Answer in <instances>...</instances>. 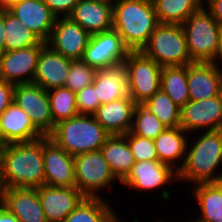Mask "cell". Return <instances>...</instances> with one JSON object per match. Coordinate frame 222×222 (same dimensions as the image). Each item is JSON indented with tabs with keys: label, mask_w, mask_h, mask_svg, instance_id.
<instances>
[{
	"label": "cell",
	"mask_w": 222,
	"mask_h": 222,
	"mask_svg": "<svg viewBox=\"0 0 222 222\" xmlns=\"http://www.w3.org/2000/svg\"><path fill=\"white\" fill-rule=\"evenodd\" d=\"M45 185L43 137L0 148V189Z\"/></svg>",
	"instance_id": "6da1fadb"
},
{
	"label": "cell",
	"mask_w": 222,
	"mask_h": 222,
	"mask_svg": "<svg viewBox=\"0 0 222 222\" xmlns=\"http://www.w3.org/2000/svg\"><path fill=\"white\" fill-rule=\"evenodd\" d=\"M194 134L189 135L185 161L177 172L178 181H186L190 186L221 182L222 129L199 131Z\"/></svg>",
	"instance_id": "7a4b0ae2"
},
{
	"label": "cell",
	"mask_w": 222,
	"mask_h": 222,
	"mask_svg": "<svg viewBox=\"0 0 222 222\" xmlns=\"http://www.w3.org/2000/svg\"><path fill=\"white\" fill-rule=\"evenodd\" d=\"M158 24L152 1L113 0L112 29L130 51H141Z\"/></svg>",
	"instance_id": "3957f363"
},
{
	"label": "cell",
	"mask_w": 222,
	"mask_h": 222,
	"mask_svg": "<svg viewBox=\"0 0 222 222\" xmlns=\"http://www.w3.org/2000/svg\"><path fill=\"white\" fill-rule=\"evenodd\" d=\"M109 136L94 115H77L57 123L49 138L68 154L76 156L100 150Z\"/></svg>",
	"instance_id": "277c9868"
},
{
	"label": "cell",
	"mask_w": 222,
	"mask_h": 222,
	"mask_svg": "<svg viewBox=\"0 0 222 222\" xmlns=\"http://www.w3.org/2000/svg\"><path fill=\"white\" fill-rule=\"evenodd\" d=\"M192 62H214L220 25L204 5L182 24Z\"/></svg>",
	"instance_id": "5b68a950"
},
{
	"label": "cell",
	"mask_w": 222,
	"mask_h": 222,
	"mask_svg": "<svg viewBox=\"0 0 222 222\" xmlns=\"http://www.w3.org/2000/svg\"><path fill=\"white\" fill-rule=\"evenodd\" d=\"M141 51L161 67L193 63L180 24L159 23Z\"/></svg>",
	"instance_id": "8992f818"
},
{
	"label": "cell",
	"mask_w": 222,
	"mask_h": 222,
	"mask_svg": "<svg viewBox=\"0 0 222 222\" xmlns=\"http://www.w3.org/2000/svg\"><path fill=\"white\" fill-rule=\"evenodd\" d=\"M74 165L76 187L85 197L104 198L101 190H110L111 184H116L117 181L120 184L101 150L74 156Z\"/></svg>",
	"instance_id": "52a82bcc"
},
{
	"label": "cell",
	"mask_w": 222,
	"mask_h": 222,
	"mask_svg": "<svg viewBox=\"0 0 222 222\" xmlns=\"http://www.w3.org/2000/svg\"><path fill=\"white\" fill-rule=\"evenodd\" d=\"M123 64L128 94L136 104H142L161 89L162 67L142 51H130Z\"/></svg>",
	"instance_id": "ba28073f"
},
{
	"label": "cell",
	"mask_w": 222,
	"mask_h": 222,
	"mask_svg": "<svg viewBox=\"0 0 222 222\" xmlns=\"http://www.w3.org/2000/svg\"><path fill=\"white\" fill-rule=\"evenodd\" d=\"M176 181L178 182L177 171L159 160H152L135 162L120 185L127 186L128 190L132 188L131 190H135V192L139 190L141 193L148 190V192L161 190V199L169 201L172 192H169L167 185Z\"/></svg>",
	"instance_id": "9c48e42d"
},
{
	"label": "cell",
	"mask_w": 222,
	"mask_h": 222,
	"mask_svg": "<svg viewBox=\"0 0 222 222\" xmlns=\"http://www.w3.org/2000/svg\"><path fill=\"white\" fill-rule=\"evenodd\" d=\"M13 101L26 113L34 127L49 136L55 124L51 115L48 93L35 83L15 84Z\"/></svg>",
	"instance_id": "30bf717a"
},
{
	"label": "cell",
	"mask_w": 222,
	"mask_h": 222,
	"mask_svg": "<svg viewBox=\"0 0 222 222\" xmlns=\"http://www.w3.org/2000/svg\"><path fill=\"white\" fill-rule=\"evenodd\" d=\"M129 52L122 37L111 29L90 36L82 60L96 70L104 69L123 63Z\"/></svg>",
	"instance_id": "8fae6325"
},
{
	"label": "cell",
	"mask_w": 222,
	"mask_h": 222,
	"mask_svg": "<svg viewBox=\"0 0 222 222\" xmlns=\"http://www.w3.org/2000/svg\"><path fill=\"white\" fill-rule=\"evenodd\" d=\"M180 127L189 134L222 129V93L205 100H189L181 108Z\"/></svg>",
	"instance_id": "7c38bea8"
},
{
	"label": "cell",
	"mask_w": 222,
	"mask_h": 222,
	"mask_svg": "<svg viewBox=\"0 0 222 222\" xmlns=\"http://www.w3.org/2000/svg\"><path fill=\"white\" fill-rule=\"evenodd\" d=\"M46 42L0 55V79L13 84L33 83L38 58Z\"/></svg>",
	"instance_id": "4fadbf2b"
},
{
	"label": "cell",
	"mask_w": 222,
	"mask_h": 222,
	"mask_svg": "<svg viewBox=\"0 0 222 222\" xmlns=\"http://www.w3.org/2000/svg\"><path fill=\"white\" fill-rule=\"evenodd\" d=\"M45 185L76 187L74 156L58 146L49 136H43Z\"/></svg>",
	"instance_id": "5bb4252c"
},
{
	"label": "cell",
	"mask_w": 222,
	"mask_h": 222,
	"mask_svg": "<svg viewBox=\"0 0 222 222\" xmlns=\"http://www.w3.org/2000/svg\"><path fill=\"white\" fill-rule=\"evenodd\" d=\"M90 36L69 17H57L46 44L67 59L79 60L83 58Z\"/></svg>",
	"instance_id": "9a60e30c"
},
{
	"label": "cell",
	"mask_w": 222,
	"mask_h": 222,
	"mask_svg": "<svg viewBox=\"0 0 222 222\" xmlns=\"http://www.w3.org/2000/svg\"><path fill=\"white\" fill-rule=\"evenodd\" d=\"M6 9L41 41H48L57 17L43 0H18Z\"/></svg>",
	"instance_id": "2e32d148"
},
{
	"label": "cell",
	"mask_w": 222,
	"mask_h": 222,
	"mask_svg": "<svg viewBox=\"0 0 222 222\" xmlns=\"http://www.w3.org/2000/svg\"><path fill=\"white\" fill-rule=\"evenodd\" d=\"M189 99L205 100L222 93V68L214 62H193L187 65Z\"/></svg>",
	"instance_id": "e0dca14e"
},
{
	"label": "cell",
	"mask_w": 222,
	"mask_h": 222,
	"mask_svg": "<svg viewBox=\"0 0 222 222\" xmlns=\"http://www.w3.org/2000/svg\"><path fill=\"white\" fill-rule=\"evenodd\" d=\"M37 191L48 222H63L85 198L77 187L61 188L42 185L37 188Z\"/></svg>",
	"instance_id": "ac0fdd59"
},
{
	"label": "cell",
	"mask_w": 222,
	"mask_h": 222,
	"mask_svg": "<svg viewBox=\"0 0 222 222\" xmlns=\"http://www.w3.org/2000/svg\"><path fill=\"white\" fill-rule=\"evenodd\" d=\"M0 202L16 216L18 222H48L37 188L0 189Z\"/></svg>",
	"instance_id": "d6986e66"
},
{
	"label": "cell",
	"mask_w": 222,
	"mask_h": 222,
	"mask_svg": "<svg viewBox=\"0 0 222 222\" xmlns=\"http://www.w3.org/2000/svg\"><path fill=\"white\" fill-rule=\"evenodd\" d=\"M90 35L112 29L113 0H79L68 16Z\"/></svg>",
	"instance_id": "ffe728a7"
},
{
	"label": "cell",
	"mask_w": 222,
	"mask_h": 222,
	"mask_svg": "<svg viewBox=\"0 0 222 222\" xmlns=\"http://www.w3.org/2000/svg\"><path fill=\"white\" fill-rule=\"evenodd\" d=\"M70 67V59H67L45 44L38 58L33 83L41 86L46 91L64 87Z\"/></svg>",
	"instance_id": "44dd1931"
},
{
	"label": "cell",
	"mask_w": 222,
	"mask_h": 222,
	"mask_svg": "<svg viewBox=\"0 0 222 222\" xmlns=\"http://www.w3.org/2000/svg\"><path fill=\"white\" fill-rule=\"evenodd\" d=\"M135 107L136 103L128 95L100 105L94 117L110 135H125L131 129Z\"/></svg>",
	"instance_id": "7402d4cb"
},
{
	"label": "cell",
	"mask_w": 222,
	"mask_h": 222,
	"mask_svg": "<svg viewBox=\"0 0 222 222\" xmlns=\"http://www.w3.org/2000/svg\"><path fill=\"white\" fill-rule=\"evenodd\" d=\"M3 134V147L6 144L37 140L43 135L34 127L29 114L14 101L0 115Z\"/></svg>",
	"instance_id": "603a6c76"
},
{
	"label": "cell",
	"mask_w": 222,
	"mask_h": 222,
	"mask_svg": "<svg viewBox=\"0 0 222 222\" xmlns=\"http://www.w3.org/2000/svg\"><path fill=\"white\" fill-rule=\"evenodd\" d=\"M92 85L101 105L129 95L127 71L123 63L97 69Z\"/></svg>",
	"instance_id": "cb8c5ba5"
},
{
	"label": "cell",
	"mask_w": 222,
	"mask_h": 222,
	"mask_svg": "<svg viewBox=\"0 0 222 222\" xmlns=\"http://www.w3.org/2000/svg\"><path fill=\"white\" fill-rule=\"evenodd\" d=\"M189 135L181 127L167 128L159 134L154 139L159 161L170 165L178 172L185 161Z\"/></svg>",
	"instance_id": "d4e9b609"
},
{
	"label": "cell",
	"mask_w": 222,
	"mask_h": 222,
	"mask_svg": "<svg viewBox=\"0 0 222 222\" xmlns=\"http://www.w3.org/2000/svg\"><path fill=\"white\" fill-rule=\"evenodd\" d=\"M191 190L200 216L189 222H222V181L192 185Z\"/></svg>",
	"instance_id": "484cf974"
},
{
	"label": "cell",
	"mask_w": 222,
	"mask_h": 222,
	"mask_svg": "<svg viewBox=\"0 0 222 222\" xmlns=\"http://www.w3.org/2000/svg\"><path fill=\"white\" fill-rule=\"evenodd\" d=\"M100 150L111 171L121 182L136 162L125 135H110Z\"/></svg>",
	"instance_id": "4316f807"
},
{
	"label": "cell",
	"mask_w": 222,
	"mask_h": 222,
	"mask_svg": "<svg viewBox=\"0 0 222 222\" xmlns=\"http://www.w3.org/2000/svg\"><path fill=\"white\" fill-rule=\"evenodd\" d=\"M106 199L85 197L63 222H124Z\"/></svg>",
	"instance_id": "83f0119b"
},
{
	"label": "cell",
	"mask_w": 222,
	"mask_h": 222,
	"mask_svg": "<svg viewBox=\"0 0 222 222\" xmlns=\"http://www.w3.org/2000/svg\"><path fill=\"white\" fill-rule=\"evenodd\" d=\"M204 0H153L159 23L182 25L203 6Z\"/></svg>",
	"instance_id": "f1b7e54d"
},
{
	"label": "cell",
	"mask_w": 222,
	"mask_h": 222,
	"mask_svg": "<svg viewBox=\"0 0 222 222\" xmlns=\"http://www.w3.org/2000/svg\"><path fill=\"white\" fill-rule=\"evenodd\" d=\"M161 90H163L179 108H182L190 100L187 85V65L162 67Z\"/></svg>",
	"instance_id": "f546056e"
},
{
	"label": "cell",
	"mask_w": 222,
	"mask_h": 222,
	"mask_svg": "<svg viewBox=\"0 0 222 222\" xmlns=\"http://www.w3.org/2000/svg\"><path fill=\"white\" fill-rule=\"evenodd\" d=\"M5 51L38 45L41 40L24 26L17 17L4 8Z\"/></svg>",
	"instance_id": "4dcf8cb0"
},
{
	"label": "cell",
	"mask_w": 222,
	"mask_h": 222,
	"mask_svg": "<svg viewBox=\"0 0 222 222\" xmlns=\"http://www.w3.org/2000/svg\"><path fill=\"white\" fill-rule=\"evenodd\" d=\"M141 105L168 128L180 127L181 108L163 90L160 89Z\"/></svg>",
	"instance_id": "1f68e13d"
},
{
	"label": "cell",
	"mask_w": 222,
	"mask_h": 222,
	"mask_svg": "<svg viewBox=\"0 0 222 222\" xmlns=\"http://www.w3.org/2000/svg\"><path fill=\"white\" fill-rule=\"evenodd\" d=\"M53 122L57 123L79 115L76 94L68 88L60 87L47 91Z\"/></svg>",
	"instance_id": "d6a6232c"
},
{
	"label": "cell",
	"mask_w": 222,
	"mask_h": 222,
	"mask_svg": "<svg viewBox=\"0 0 222 222\" xmlns=\"http://www.w3.org/2000/svg\"><path fill=\"white\" fill-rule=\"evenodd\" d=\"M168 127L141 104H136L130 132L139 137L154 140Z\"/></svg>",
	"instance_id": "836d02e7"
},
{
	"label": "cell",
	"mask_w": 222,
	"mask_h": 222,
	"mask_svg": "<svg viewBox=\"0 0 222 222\" xmlns=\"http://www.w3.org/2000/svg\"><path fill=\"white\" fill-rule=\"evenodd\" d=\"M95 73L96 69L89 66L82 59L71 60V67L64 87L76 93L92 85Z\"/></svg>",
	"instance_id": "e575fe53"
},
{
	"label": "cell",
	"mask_w": 222,
	"mask_h": 222,
	"mask_svg": "<svg viewBox=\"0 0 222 222\" xmlns=\"http://www.w3.org/2000/svg\"><path fill=\"white\" fill-rule=\"evenodd\" d=\"M125 138L136 162L159 160L154 140L139 137L130 131L125 134Z\"/></svg>",
	"instance_id": "d590c367"
},
{
	"label": "cell",
	"mask_w": 222,
	"mask_h": 222,
	"mask_svg": "<svg viewBox=\"0 0 222 222\" xmlns=\"http://www.w3.org/2000/svg\"><path fill=\"white\" fill-rule=\"evenodd\" d=\"M75 94L79 115H94L101 105L96 95L95 87L89 85Z\"/></svg>",
	"instance_id": "8d00e7d4"
},
{
	"label": "cell",
	"mask_w": 222,
	"mask_h": 222,
	"mask_svg": "<svg viewBox=\"0 0 222 222\" xmlns=\"http://www.w3.org/2000/svg\"><path fill=\"white\" fill-rule=\"evenodd\" d=\"M56 17H68L79 0H43Z\"/></svg>",
	"instance_id": "74e56055"
},
{
	"label": "cell",
	"mask_w": 222,
	"mask_h": 222,
	"mask_svg": "<svg viewBox=\"0 0 222 222\" xmlns=\"http://www.w3.org/2000/svg\"><path fill=\"white\" fill-rule=\"evenodd\" d=\"M15 84L0 79V115L12 104Z\"/></svg>",
	"instance_id": "f35d334b"
},
{
	"label": "cell",
	"mask_w": 222,
	"mask_h": 222,
	"mask_svg": "<svg viewBox=\"0 0 222 222\" xmlns=\"http://www.w3.org/2000/svg\"><path fill=\"white\" fill-rule=\"evenodd\" d=\"M203 5L222 27V0H204Z\"/></svg>",
	"instance_id": "ab89813d"
},
{
	"label": "cell",
	"mask_w": 222,
	"mask_h": 222,
	"mask_svg": "<svg viewBox=\"0 0 222 222\" xmlns=\"http://www.w3.org/2000/svg\"><path fill=\"white\" fill-rule=\"evenodd\" d=\"M0 222H18L16 216L0 202Z\"/></svg>",
	"instance_id": "60d3db41"
},
{
	"label": "cell",
	"mask_w": 222,
	"mask_h": 222,
	"mask_svg": "<svg viewBox=\"0 0 222 222\" xmlns=\"http://www.w3.org/2000/svg\"><path fill=\"white\" fill-rule=\"evenodd\" d=\"M4 32V8H0V55L5 52Z\"/></svg>",
	"instance_id": "b9f144b4"
},
{
	"label": "cell",
	"mask_w": 222,
	"mask_h": 222,
	"mask_svg": "<svg viewBox=\"0 0 222 222\" xmlns=\"http://www.w3.org/2000/svg\"><path fill=\"white\" fill-rule=\"evenodd\" d=\"M215 64H217L220 68H222V27L219 33L218 49L215 57Z\"/></svg>",
	"instance_id": "7bdbcfd3"
},
{
	"label": "cell",
	"mask_w": 222,
	"mask_h": 222,
	"mask_svg": "<svg viewBox=\"0 0 222 222\" xmlns=\"http://www.w3.org/2000/svg\"><path fill=\"white\" fill-rule=\"evenodd\" d=\"M15 1H18V0H0V8H7L9 5H11Z\"/></svg>",
	"instance_id": "ee69618b"
},
{
	"label": "cell",
	"mask_w": 222,
	"mask_h": 222,
	"mask_svg": "<svg viewBox=\"0 0 222 222\" xmlns=\"http://www.w3.org/2000/svg\"><path fill=\"white\" fill-rule=\"evenodd\" d=\"M3 147V134H2V128H1V119H0V148Z\"/></svg>",
	"instance_id": "f6af8a7d"
}]
</instances>
